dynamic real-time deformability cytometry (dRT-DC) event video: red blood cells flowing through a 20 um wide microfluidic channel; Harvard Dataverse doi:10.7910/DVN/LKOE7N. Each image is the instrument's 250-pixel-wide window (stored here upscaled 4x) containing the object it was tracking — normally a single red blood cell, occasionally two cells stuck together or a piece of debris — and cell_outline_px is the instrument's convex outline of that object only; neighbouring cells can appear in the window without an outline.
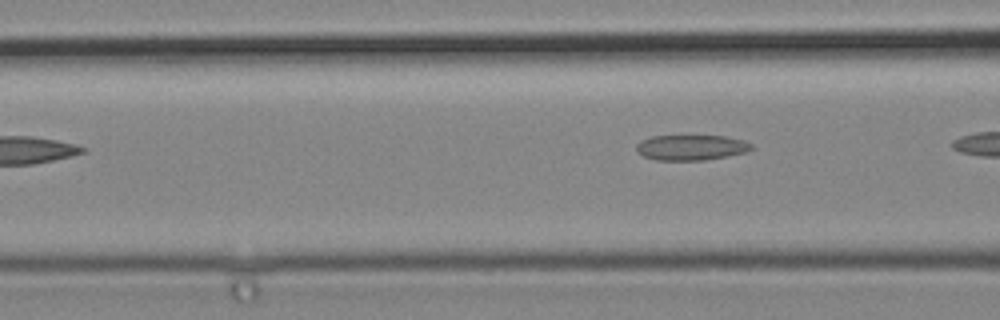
{"species": "common noctule bat (a hibernating species)", "species_latin": "Nyctalus noctula", "temperature_condition": "cold", "stored_images_in_passage": 6, "camera_frame_rate_fps": 3000, "um_per_image_px": 0.085, "animal": {"sex": "male", "body_mass_g": 19.2, "forearm_length_mm": 51.8}, "frame": {"image": 1, "passage_image": 4, "time_ms": 1.0, "image_size_px": [1000, 320], "cell_outline_px": [[752, 148], [748, 152], [728, 156], [704, 160], [656, 160], [644, 156], [636, 152], [636, 144], [640, 140], [652, 136], [724, 136], [744, 140], [752, 144]], "centroid_in_image_um": [58.74, 12.54], "position_along_channel_um": 107.9, "area_um2": 17.11}}